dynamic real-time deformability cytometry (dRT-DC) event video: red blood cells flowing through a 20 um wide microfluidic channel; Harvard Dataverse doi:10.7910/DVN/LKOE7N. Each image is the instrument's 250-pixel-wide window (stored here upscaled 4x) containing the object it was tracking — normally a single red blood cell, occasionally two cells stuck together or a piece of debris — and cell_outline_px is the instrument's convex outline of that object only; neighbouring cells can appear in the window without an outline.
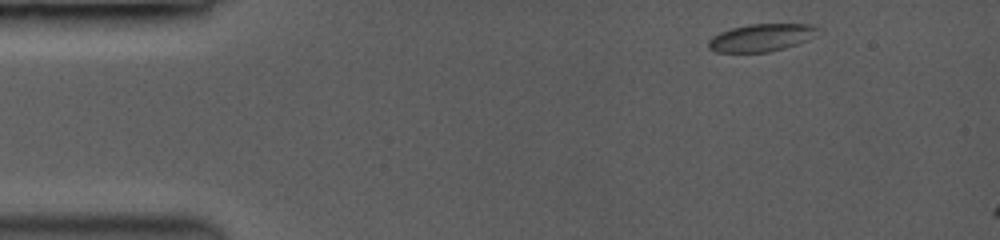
{"species": "common noctule bat (a hibernating species)", "species_latin": "Nyctalus noctula", "temperature_condition": "room temperature", "stored_images_in_passage": 2, "camera_frame_rate_fps": 3500, "um_per_image_px": 0.085, "animal": {"sex": "female", "body_mass_g": 19.0, "forearm_length_mm": 53.3}, "frame": {"image": 1, "passage_image": 1, "time_ms": 0.0, "image_size_px": [1000, 240], "cell_outline_px": [[816, 28], [796, 44], [768, 52], [716, 52], [708, 48], [708, 40], [712, 36], [720, 32], [732, 28], [752, 24], [808, 24]], "centroid_in_image_um": [64.51, 3.21], "position_along_channel_um": 20.5, "area_um2": 16.7}}